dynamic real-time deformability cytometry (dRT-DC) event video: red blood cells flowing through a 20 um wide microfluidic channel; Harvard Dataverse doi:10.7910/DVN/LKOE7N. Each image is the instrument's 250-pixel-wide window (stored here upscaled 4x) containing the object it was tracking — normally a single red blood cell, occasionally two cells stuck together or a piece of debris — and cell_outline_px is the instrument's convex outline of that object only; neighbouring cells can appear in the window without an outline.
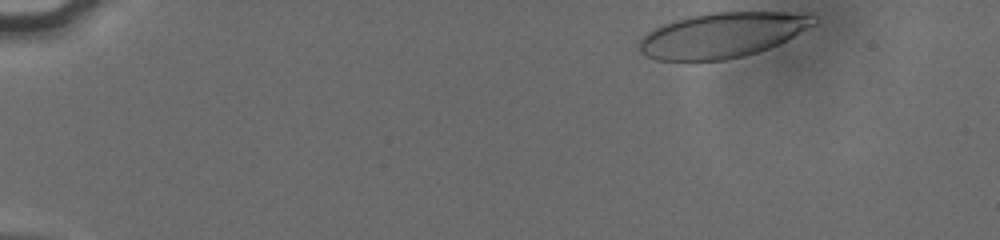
{"species": "human", "species_latin": "Homo sapiens", "temperature_condition": "cold", "stored_images_in_passage": 43, "camera_frame_rate_fps": 3000, "um_per_image_px": 0.085, "donor": {"sex": "male"}, "frame": {"image": 1, "passage_image": 1, "time_ms": 0.0, "image_size_px": [1000, 240], "cell_outline_px": [[816, 24], [768, 48], [744, 56], [728, 60], [656, 60], [644, 56], [640, 52], [636, 44], [652, 28], [676, 20], [692, 16], [716, 12], [812, 12], [816, 16]], "centroid_in_image_um": [61.38, 2.98], "position_along_channel_um": 23.6, "area_um2": 45.84}}
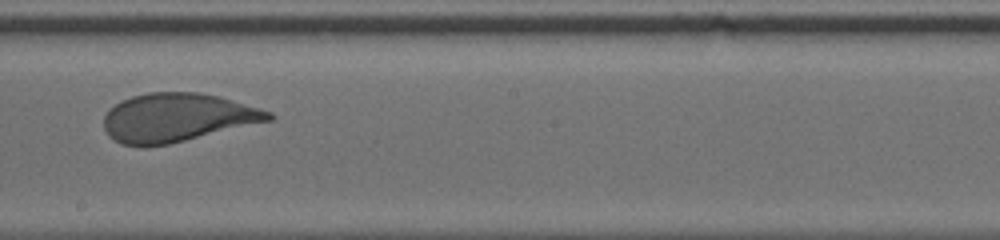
{"frame": {"image": 2, "passage_image": 27, "time_ms": 8.667, "image_size_px": [1000, 240], "cell_outline_px": [[276, 116], [272, 120], [168, 144], [144, 148], [120, 144], [112, 140], [108, 136], [104, 128], [104, 116], [108, 108], [120, 100], [132, 96], [148, 92], [200, 92], [216, 96], [260, 108], [272, 112]], "centroid_in_image_um": [14.99, 10.01], "position_along_channel_um": 233.2, "area_um2": 46.93}}
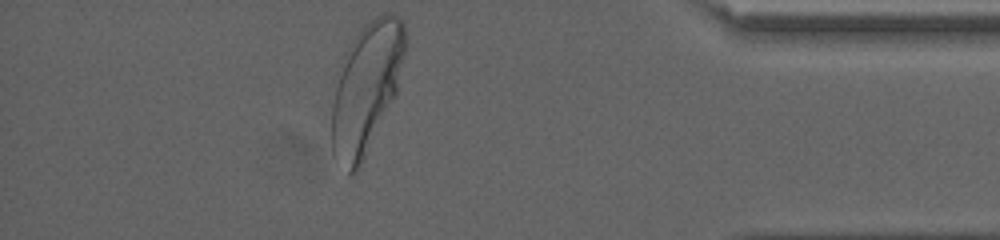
{"frame": {"image": 3, "passage_image": 43, "time_ms": 14.0, "image_size_px": [1000, 240], "cell_outline_px": [[404, 56], [396, 96], [360, 168], [352, 176], [348, 176], [332, 156], [332, 104], [344, 52], [352, 40], [364, 24], [376, 16], [384, 12], [392, 12], [404, 20]], "centroid_in_image_um": [31.13, 7.53], "position_along_channel_um": 404.1, "area_um2": 56.12}, "authors_computed_cell_mechanics": {"area_um2": 47.685, "velocity_mm_per_s": 3.7932, "shape_relaxation_time_tau1_ms": 5.1649, "shape_relaxation_time_tau2_ms": null, "deformation_change_tau1": 0.1776, "deformation_change_tau2": null}}